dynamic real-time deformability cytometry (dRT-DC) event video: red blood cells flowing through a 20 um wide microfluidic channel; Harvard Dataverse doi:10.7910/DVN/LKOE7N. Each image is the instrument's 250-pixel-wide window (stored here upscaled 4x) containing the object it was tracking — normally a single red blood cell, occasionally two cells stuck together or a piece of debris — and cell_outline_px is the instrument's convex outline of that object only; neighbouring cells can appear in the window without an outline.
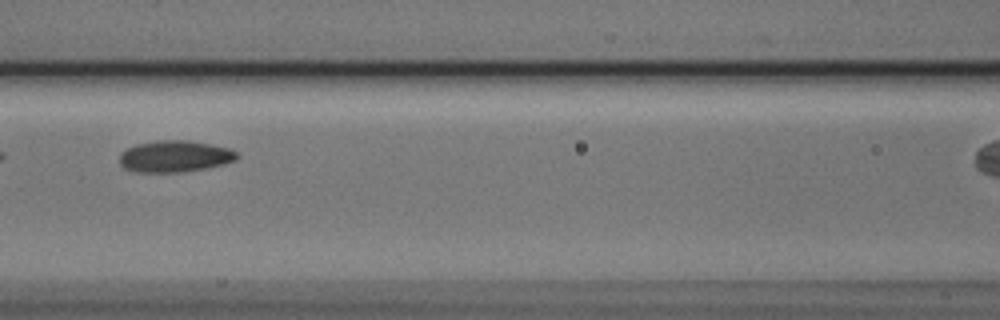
{"species": "Egyptian fruit bat (a non-hibernating species)", "species_latin": "Rousettus aegyptiacus", "temperature_condition": "cold", "stored_images_in_passage": 10, "segment_of_instrument_passage": [1, 2], "camera_frame_rate_fps": 3000, "um_per_image_px": 0.085, "animal": {"sex": "male"}, "frame": {"image": 1, "passage_image": 7, "time_ms": 2.0, "image_size_px": [1000, 320], "cell_outline_px": [[240, 156], [236, 160], [224, 164], [208, 168], [180, 172], [136, 172], [124, 168], [120, 164], [120, 152], [136, 144], [156, 140], [188, 140], [228, 148], [236, 152]], "centroid_in_image_um": [14.85, 13.29], "position_along_channel_um": 151.8, "area_um2": 21.68}}
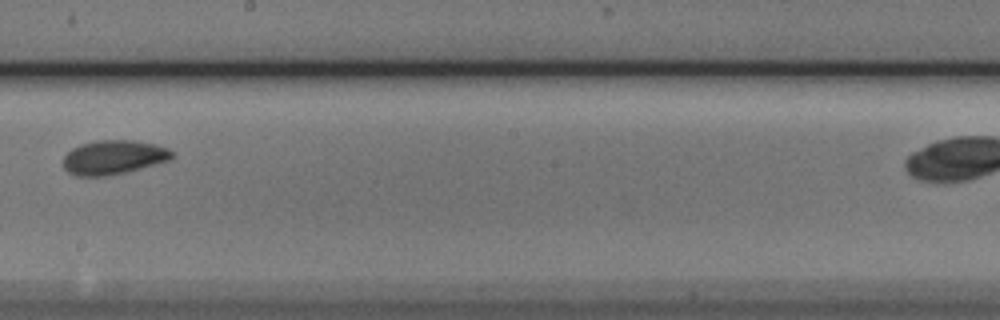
{"frame": {"image": 2, "passage_image": 9, "time_ms": 2.667, "image_size_px": [1000, 320], "cell_outline_px": [[176, 156], [168, 160], [140, 168], [124, 172], [104, 176], [76, 176], [68, 172], [64, 168], [64, 156], [72, 148], [80, 144], [96, 140], [132, 140], [156, 144], [168, 148]], "centroid_in_image_um": [9.64, 13.36], "position_along_channel_um": 238.6, "area_um2": 21.56}}